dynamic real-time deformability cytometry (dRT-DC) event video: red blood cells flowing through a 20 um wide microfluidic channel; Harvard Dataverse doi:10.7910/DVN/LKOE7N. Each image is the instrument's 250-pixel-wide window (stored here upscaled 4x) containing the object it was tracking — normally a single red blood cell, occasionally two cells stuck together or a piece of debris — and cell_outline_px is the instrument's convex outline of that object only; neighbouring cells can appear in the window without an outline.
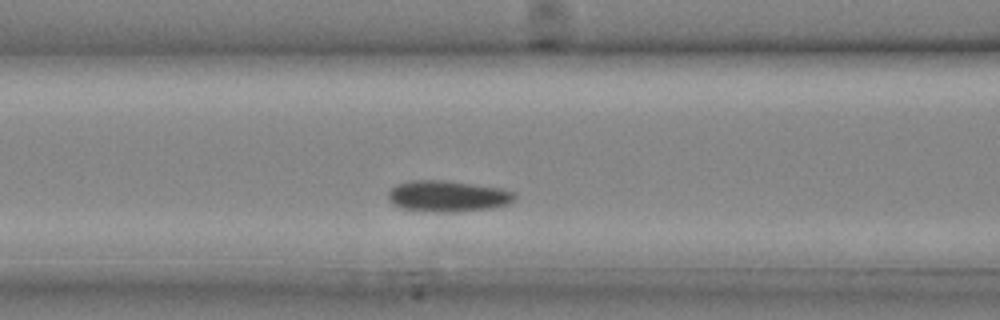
{"species": "common noctule bat (a hibernating species)", "species_latin": "Nyctalus noctula", "temperature_condition": "cold", "stored_images_in_passage": 23, "camera_frame_rate_fps": 3000, "um_per_image_px": 0.085, "animal": {"sex": "male", "body_mass_g": 20.4}, "frame": {"image": 1, "passage_image": 7, "time_ms": 2.0, "image_size_px": [1000, 320], "cell_outline_px": [[516, 200], [508, 204], [492, 208], [452, 212], [436, 212], [404, 208], [392, 204], [388, 200], [388, 192], [396, 184], [412, 180], [444, 180], [500, 188], [516, 192]], "centroid_in_image_um": [38.07, 16.67], "position_along_channel_um": 128.5, "area_um2": 23.0}}
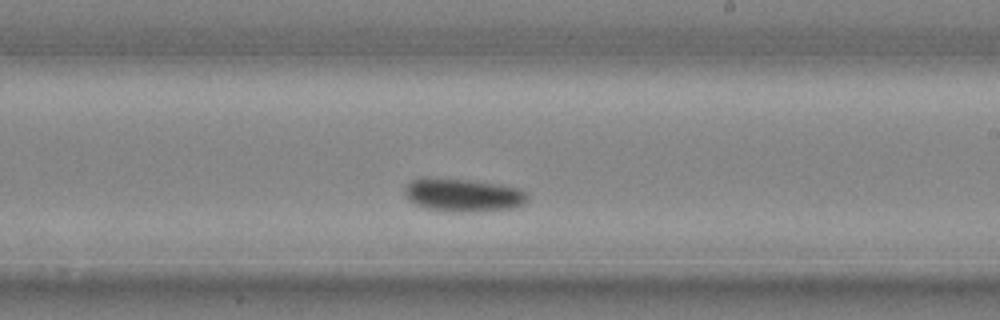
{"frame": {"image": 2, "passage_image": 12, "time_ms": 3.667, "image_size_px": [1000, 320], "cell_outline_px": [[528, 200], [524, 204], [516, 208], [476, 212], [448, 212], [428, 208], [416, 204], [408, 200], [404, 192], [404, 188], [412, 180], [420, 176], [428, 176], [468, 180], [520, 188], [528, 196]], "centroid_in_image_um": [39.34, 16.58], "position_along_channel_um": 249.7, "area_um2": 24.1}}
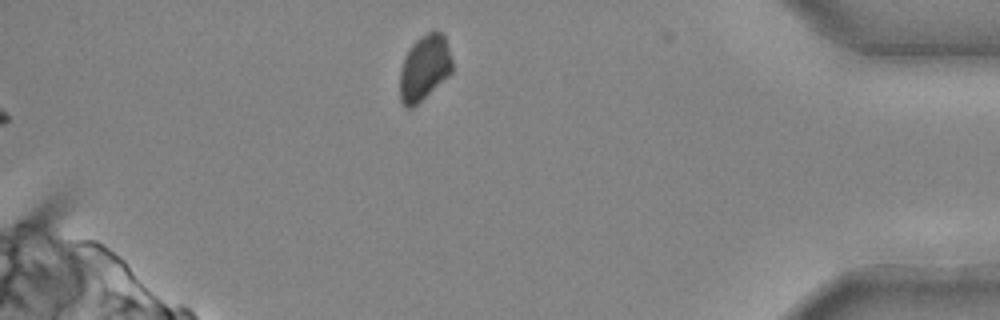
{"frame": {"image": 3, "passage_image": 23, "time_ms": 7.333, "image_size_px": [1000, 320], "cell_outline_px": [[452, 72], [448, 76], [412, 108], [408, 108], [400, 100], [400, 68], [404, 56], [412, 44], [416, 40], [428, 32], [440, 32], [444, 36], [452, 60]], "centroid_in_image_um": [36.05, 5.77], "position_along_channel_um": 399.1, "area_um2": 19.65}}